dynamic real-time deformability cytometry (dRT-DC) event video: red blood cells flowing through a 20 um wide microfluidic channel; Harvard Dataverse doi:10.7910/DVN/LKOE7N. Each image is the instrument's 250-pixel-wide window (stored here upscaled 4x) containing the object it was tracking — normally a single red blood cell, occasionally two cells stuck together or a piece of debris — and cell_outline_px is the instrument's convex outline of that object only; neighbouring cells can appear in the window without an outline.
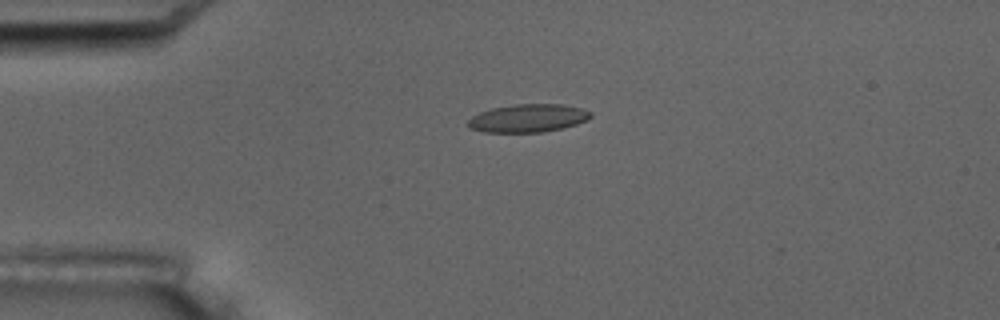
{"species": "common noctule bat (a hibernating species)", "species_latin": "Nyctalus noctula", "temperature_condition": "room temperature", "stored_images_in_passage": 5, "camera_frame_rate_fps": 3000, "um_per_image_px": 0.085, "animal": {"sex": "male", "body_mass_g": 17.5, "forearm_length_mm": 52.3}, "frame": {"image": 1, "passage_image": 4, "time_ms": 3.333, "image_size_px": [1000, 320], "cell_outline_px": [[592, 116], [588, 120], [564, 128], [544, 132], [484, 132], [468, 128], [468, 120], [472, 116], [480, 112], [492, 108], [516, 104], [564, 104], [580, 108], [592, 112]], "centroid_in_image_um": [44.9, 10.05], "position_along_channel_um": 40.1, "area_um2": 20.17}}